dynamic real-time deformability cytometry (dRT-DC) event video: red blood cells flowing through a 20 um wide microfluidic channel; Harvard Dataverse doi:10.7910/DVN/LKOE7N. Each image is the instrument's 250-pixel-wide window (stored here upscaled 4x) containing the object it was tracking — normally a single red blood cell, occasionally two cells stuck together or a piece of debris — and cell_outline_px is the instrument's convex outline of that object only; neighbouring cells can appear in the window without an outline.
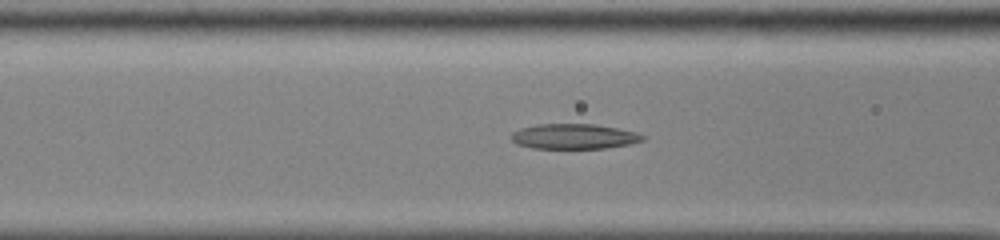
{"species": "common noctule bat (a hibernating species)", "species_latin": "Nyctalus noctula", "temperature_condition": "cold", "stored_images_in_passage": 27, "camera_frame_rate_fps": 3000, "um_per_image_px": 0.085, "animal": {"sex": "male", "body_mass_g": 13.0, "forearm_length_mm": 53.1}, "frame": {"image": 1, "passage_image": 6, "time_ms": 1.667, "image_size_px": [1000, 240], "cell_outline_px": [[644, 140], [628, 144], [608, 148], [532, 148], [516, 144], [512, 140], [512, 132], [520, 128], [536, 124], [596, 124], [636, 132], [644, 136]], "centroid_in_image_um": [48.76, 11.59], "position_along_channel_um": 117.8, "area_um2": 19.19}}
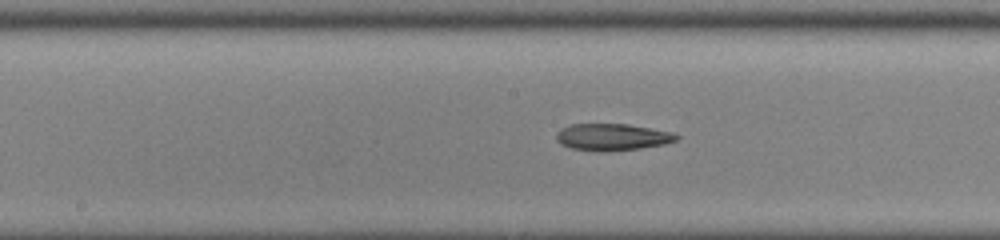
{"frame": {"image": 2, "passage_image": 12, "time_ms": 3.667, "image_size_px": [1000, 240], "cell_outline_px": [[680, 136], [676, 140], [664, 144], [640, 148], [600, 152], [596, 152], [572, 148], [560, 144], [556, 140], [556, 132], [560, 128], [572, 124], [628, 124], [672, 132]], "centroid_in_image_um": [52.0, 11.65], "position_along_channel_um": 196.2, "area_um2": 18.84}}
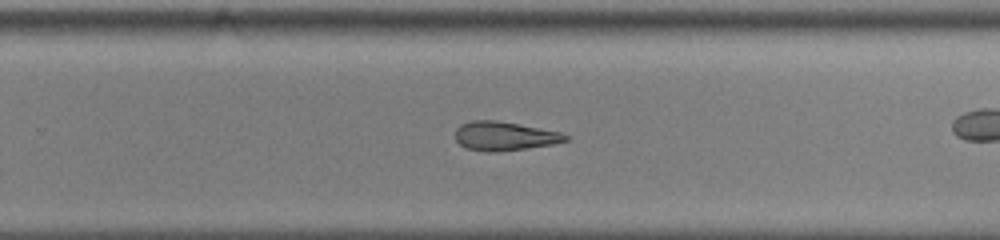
{"frame": {"image": 3, "passage_image": 19, "time_ms": 6.0, "image_size_px": [1000, 240], "cell_outline_px": [[568, 140], [552, 144], [528, 148], [496, 152], [488, 152], [468, 148], [460, 144], [456, 140], [456, 128], [460, 124], [472, 120], [496, 120], [560, 132], [568, 136]], "centroid_in_image_um": [42.85, 11.56], "position_along_channel_um": 286.9, "area_um2": 18.38}}